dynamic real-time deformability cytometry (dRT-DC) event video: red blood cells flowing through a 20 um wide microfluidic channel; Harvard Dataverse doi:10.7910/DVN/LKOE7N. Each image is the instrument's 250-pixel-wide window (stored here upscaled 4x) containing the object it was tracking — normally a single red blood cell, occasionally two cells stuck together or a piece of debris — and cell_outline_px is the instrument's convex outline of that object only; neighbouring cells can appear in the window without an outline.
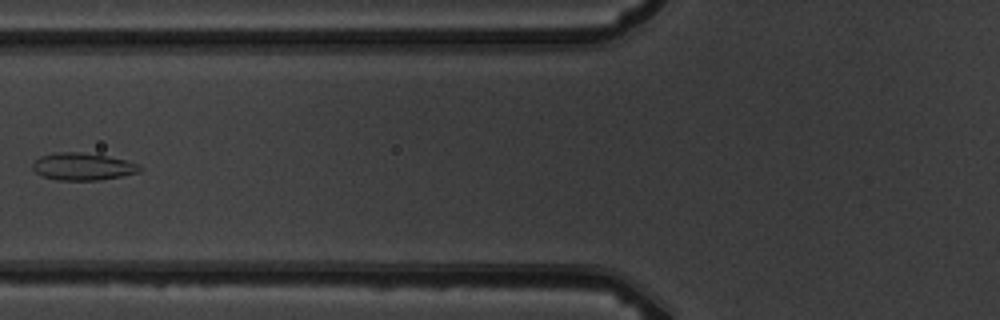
{"species": "common noctule bat (a hibernating species)", "species_latin": "Nyctalus noctula", "temperature_condition": "warm", "stored_images_in_passage": 7, "camera_frame_rate_fps": 3000, "um_per_image_px": 0.085, "animal": {"sex": "male", "body_mass_g": 19.5, "forearm_length_mm": 54.6}, "frame": {"image": 1, "passage_image": 6, "time_ms": 6.667, "image_size_px": [1000, 320], "cell_outline_px": [[144, 168], [140, 172], [120, 176], [96, 180], [56, 180], [40, 176], [32, 168], [32, 164], [40, 156], [56, 152], [80, 152], [104, 156], [124, 160], [136, 164]], "centroid_in_image_um": [6.99, 14.16], "position_along_channel_um": 118.8, "area_um2": 16.88}}
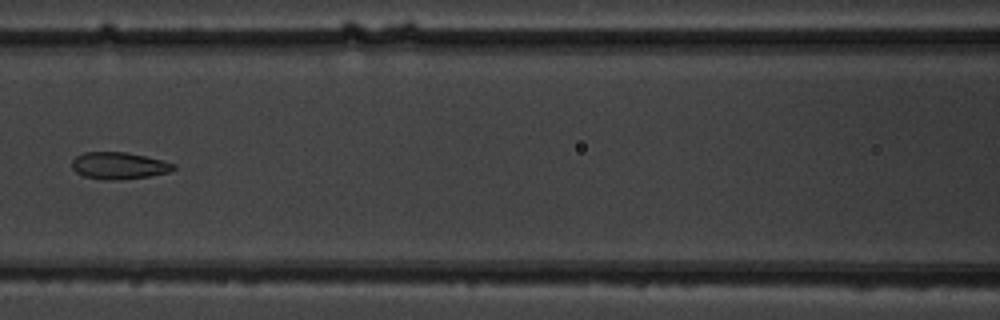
{"frame": {"image": 2, "passage_image": 7, "time_ms": 7.667, "image_size_px": [1000, 320], "cell_outline_px": [[176, 168], [168, 172], [148, 176], [120, 180], [100, 180], [84, 176], [76, 172], [72, 168], [72, 160], [76, 156], [84, 152], [124, 152], [164, 160], [176, 164]], "centroid_in_image_um": [10.1, 14.08], "position_along_channel_um": 156.5, "area_um2": 16.01}}